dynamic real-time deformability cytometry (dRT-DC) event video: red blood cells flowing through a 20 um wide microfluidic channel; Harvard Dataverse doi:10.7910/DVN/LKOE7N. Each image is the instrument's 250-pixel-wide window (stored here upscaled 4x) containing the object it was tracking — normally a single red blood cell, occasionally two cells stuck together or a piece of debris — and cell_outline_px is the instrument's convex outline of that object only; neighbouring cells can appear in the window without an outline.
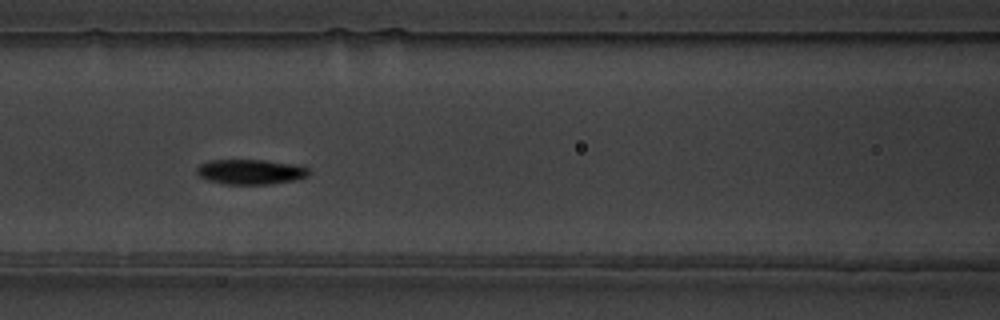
{"species": "common noctule bat (a hibernating species)", "species_latin": "Nyctalus noctula", "temperature_condition": "warm", "stored_images_in_passage": 7, "camera_frame_rate_fps": 3000, "um_per_image_px": 0.085, "animal": {"sex": "male", "body_mass_g": 19.5, "forearm_length_mm": 54.6}, "frame": {"image": 1, "passage_image": 5, "time_ms": 5.333, "image_size_px": [1000, 320], "cell_outline_px": [[312, 172], [308, 176], [296, 180], [268, 184], [224, 184], [208, 180], [200, 176], [196, 172], [196, 168], [200, 164], [208, 160], [264, 160], [292, 164], [308, 168]], "centroid_in_image_um": [21.3, 14.6], "position_along_channel_um": 145.3, "area_um2": 16.36}}
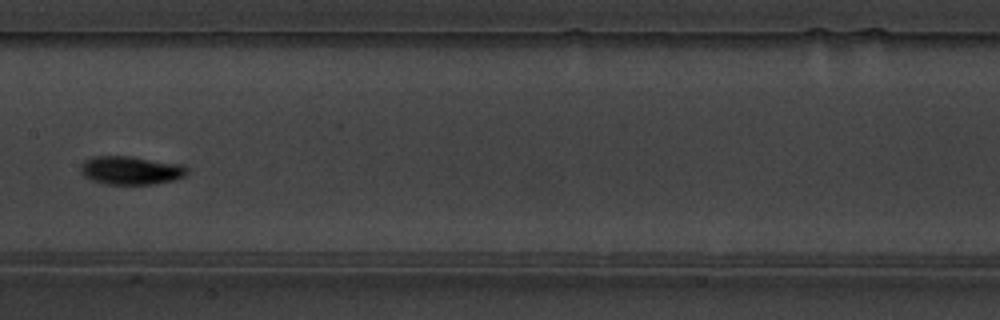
{"frame": {"image": 2, "passage_image": 6, "time_ms": 6.667, "image_size_px": [1000, 320], "cell_outline_px": [[188, 172], [184, 176], [176, 180], [156, 184], [104, 184], [92, 180], [84, 176], [80, 172], [80, 164], [84, 160], [92, 156], [132, 156], [180, 164], [188, 168]], "centroid_in_image_um": [11.11, 14.48], "position_along_channel_um": 196.3, "area_um2": 17.86}}
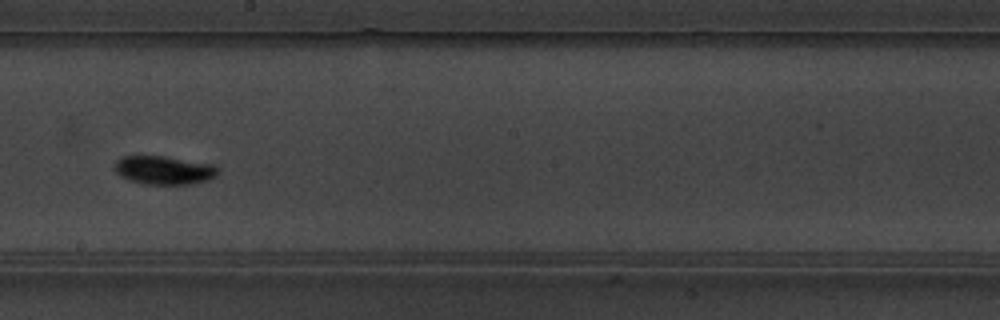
{"frame": {"image": 3, "passage_image": 7, "time_ms": 7.667, "image_size_px": [1000, 320], "cell_outline_px": [[220, 172], [216, 176], [208, 180], [192, 184], [144, 184], [128, 180], [120, 176], [112, 168], [112, 164], [116, 160], [124, 156], [164, 156], [212, 164], [220, 168]], "centroid_in_image_um": [13.92, 14.46], "position_along_channel_um": 234.3, "area_um2": 17.46}}